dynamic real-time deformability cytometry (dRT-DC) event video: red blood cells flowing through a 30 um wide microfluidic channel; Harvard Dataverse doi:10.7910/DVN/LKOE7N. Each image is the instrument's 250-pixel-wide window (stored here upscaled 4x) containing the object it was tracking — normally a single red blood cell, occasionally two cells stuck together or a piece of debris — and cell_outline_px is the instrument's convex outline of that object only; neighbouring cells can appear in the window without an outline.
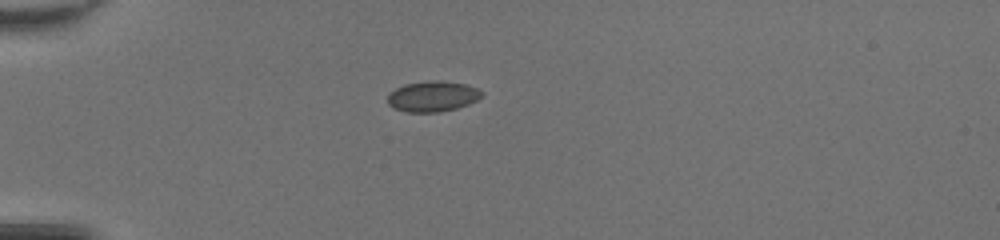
{"species": "common noctule bat (a hibernating species)", "species_latin": "Nyctalus noctula", "temperature_condition": "room temperature", "stored_images_in_passage": 36, "camera_frame_rate_fps": 3000, "um_per_image_px": 0.085, "animal": {"sex": "female", "body_mass_g": 20.0, "forearm_length_mm": 54.0}, "frame": {"image": 1, "passage_image": 1, "time_ms": 0.0, "image_size_px": [1000, 240], "cell_outline_px": [[484, 96], [468, 104], [456, 108], [440, 112], [404, 112], [392, 108], [388, 104], [388, 96], [396, 88], [404, 84], [432, 80], [440, 80], [464, 84], [476, 88], [484, 92]], "centroid_in_image_um": [36.77, 8.19], "position_along_channel_um": 48.2, "area_um2": 16.82}}
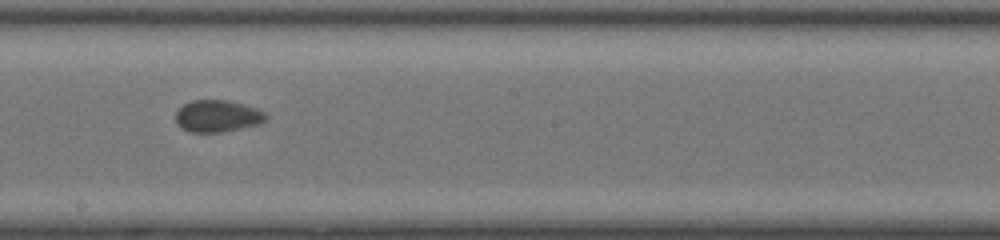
{"frame": {"image": 2, "passage_image": 16, "time_ms": 5.0, "image_size_px": [1000, 240], "cell_outline_px": [[268, 120], [260, 124], [224, 132], [192, 132], [180, 128], [176, 124], [176, 112], [184, 104], [192, 100], [228, 100], [244, 104], [256, 108], [264, 112], [268, 116]], "centroid_in_image_um": [18.51, 9.87], "position_along_channel_um": 229.7, "area_um2": 16.99}}
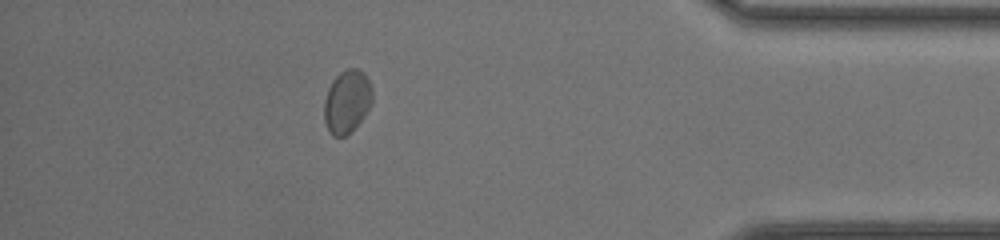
{"frame": {"image": 3, "passage_image": 31, "time_ms": 10.0, "image_size_px": [1000, 240], "cell_outline_px": [[372, 104], [364, 116], [344, 136], [332, 136], [324, 120], [324, 100], [328, 88], [332, 80], [340, 72], [348, 68], [356, 68], [364, 72], [372, 88]], "centroid_in_image_um": [29.49, 8.59], "position_along_channel_um": 405.7, "area_um2": 17.57}, "authors_computed_cell_mechanics": {"area_um2": 16.9643, "velocity_mm_per_s": 4.2164, "shape_relaxation_time_tau1_ms": 2.6034, "shape_relaxation_time_tau2_ms": 1.6779, "deformation_change_tau1": 0.0452, "deformation_change_tau2": 0.0471}}